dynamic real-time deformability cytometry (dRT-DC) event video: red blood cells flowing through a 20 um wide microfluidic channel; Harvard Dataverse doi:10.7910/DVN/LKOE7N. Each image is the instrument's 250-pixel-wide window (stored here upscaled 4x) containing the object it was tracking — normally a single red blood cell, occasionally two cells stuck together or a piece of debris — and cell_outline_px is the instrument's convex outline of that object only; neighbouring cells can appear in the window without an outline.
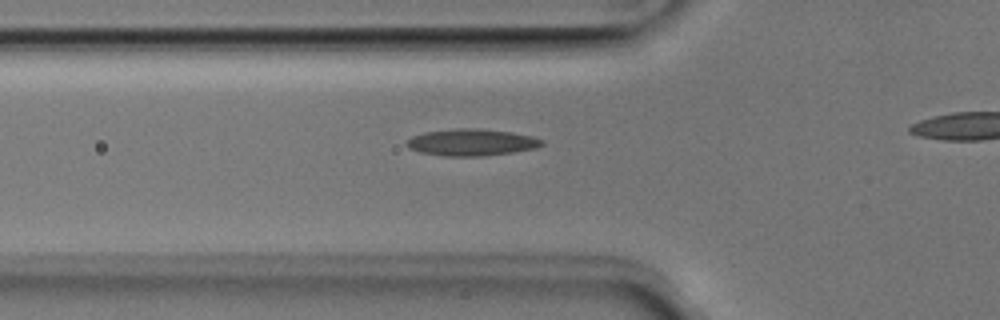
{"species": "Egyptian fruit bat (a non-hibernating species)", "species_latin": "Rousettus aegyptiacus", "temperature_condition": "room temperature", "stored_images_in_passage": 27, "camera_frame_rate_fps": 3000, "um_per_image_px": 0.085, "animal": {"sex": "male"}, "frame": {"image": 1, "passage_image": 3, "time_ms": 0.667, "image_size_px": [1000, 320], "cell_outline_px": [[544, 144], [536, 148], [512, 152], [484, 156], [444, 156], [420, 152], [408, 148], [404, 144], [412, 136], [424, 132], [456, 128], [480, 128], [512, 132], [532, 136], [544, 140]], "centroid_in_image_um": [40.08, 12.09], "position_along_channel_um": 85.7, "area_um2": 21.27}}
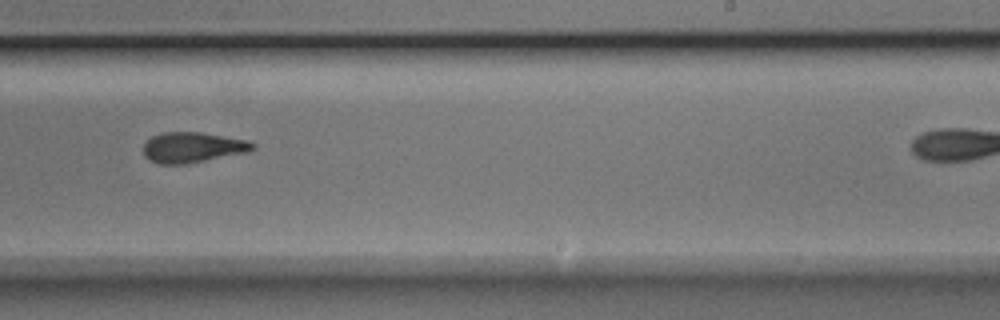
{"frame": {"image": 2, "passage_image": 17, "time_ms": 5.333, "image_size_px": [1000, 320], "cell_outline_px": [[256, 148], [248, 152], [184, 164], [160, 164], [148, 160], [144, 156], [144, 144], [152, 136], [164, 132], [200, 132], [248, 140], [256, 144]], "centroid_in_image_um": [16.38, 12.52], "position_along_channel_um": 272.6, "area_um2": 19.36}}
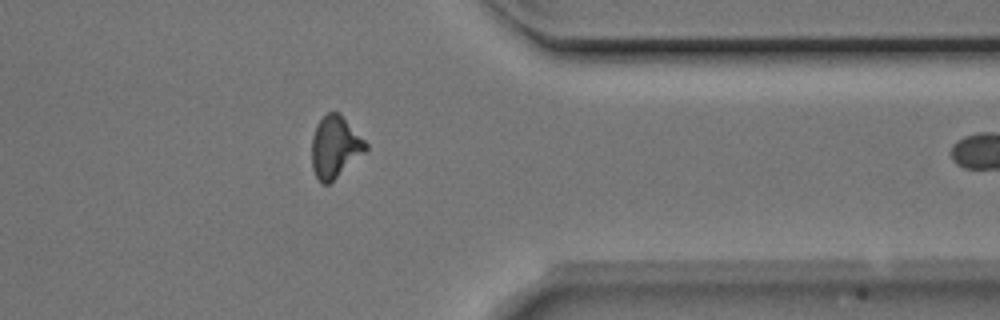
{"frame": {"image": 3, "passage_image": 26, "time_ms": 8.333, "image_size_px": [1000, 320], "cell_outline_px": [[368, 148], [364, 152], [328, 184], [320, 184], [312, 168], [312, 136], [316, 124], [328, 112], [340, 112], [368, 144]], "centroid_in_image_um": [28.46, 12.47], "position_along_channel_um": 382.9, "area_um2": 19.25}}